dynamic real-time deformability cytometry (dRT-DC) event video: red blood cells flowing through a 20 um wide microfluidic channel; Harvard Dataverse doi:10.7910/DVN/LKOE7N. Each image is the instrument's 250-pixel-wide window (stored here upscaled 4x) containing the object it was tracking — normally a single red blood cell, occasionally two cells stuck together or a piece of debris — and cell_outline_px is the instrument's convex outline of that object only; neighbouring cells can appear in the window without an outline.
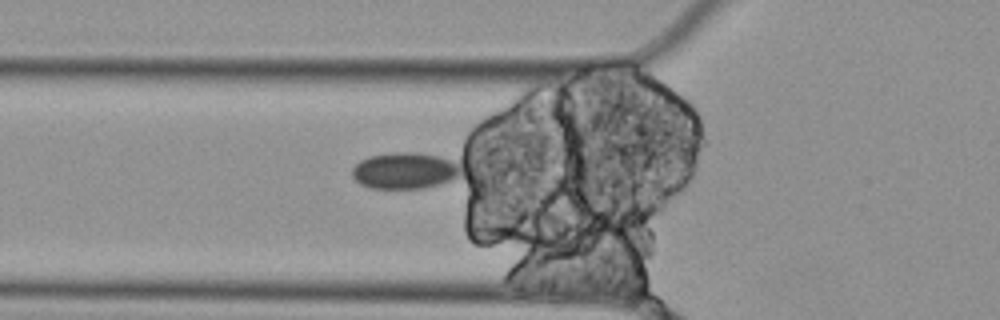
{"species": "Egyptian fruit bat (a non-hibernating species)", "species_latin": "Rousettus aegyptiacus", "temperature_condition": "cold", "stored_images_in_passage": 4, "camera_frame_rate_fps": 3000, "um_per_image_px": 0.085, "animal": {"sex": "female"}, "frame": {"image": 1, "passage_image": 4, "time_ms": 1.0, "image_size_px": [1000, 320], "cell_outline_px": [[468, 172], [456, 180], [424, 188], [372, 188], [360, 184], [352, 176], [352, 168], [360, 160], [368, 156], [396, 152], [416, 152], [440, 156], [452, 160], [468, 168]], "centroid_in_image_um": [34.55, 14.5], "position_along_channel_um": 91.3, "area_um2": 23.87}}